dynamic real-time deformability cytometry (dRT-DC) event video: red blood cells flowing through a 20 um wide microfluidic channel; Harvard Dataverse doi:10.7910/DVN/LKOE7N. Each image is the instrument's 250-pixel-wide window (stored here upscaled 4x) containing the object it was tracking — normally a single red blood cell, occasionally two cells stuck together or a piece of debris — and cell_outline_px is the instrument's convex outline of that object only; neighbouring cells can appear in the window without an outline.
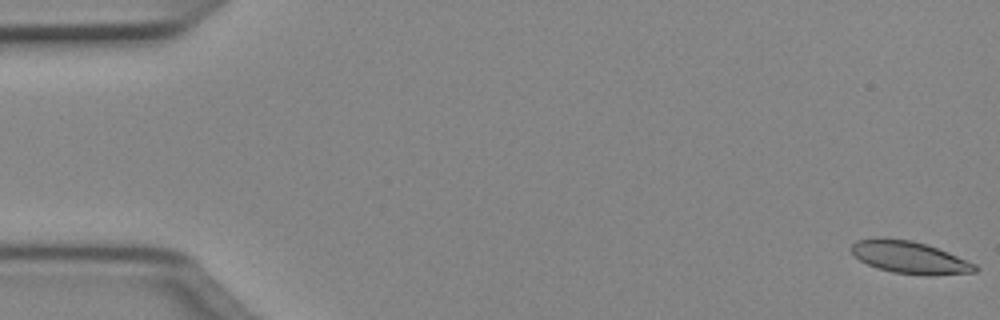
{"species": "Egyptian fruit bat (a non-hibernating species)", "species_latin": "Rousettus aegyptiacus", "temperature_condition": "cold", "stored_images_in_passage": 51, "camera_frame_rate_fps": 3000, "um_per_image_px": 0.085, "animal": {"sex": "female"}, "frame": {"image": 1, "passage_image": 1, "time_ms": 0.0, "image_size_px": [1000, 320], "cell_outline_px": [[980, 268], [976, 272], [932, 276], [928, 276], [892, 272], [876, 268], [860, 260], [852, 252], [852, 244], [856, 240], [876, 236], [880, 236], [912, 240], [948, 252], [976, 264]], "centroid_in_image_um": [77.32, 21.87], "position_along_channel_um": 7.7, "area_um2": 23.58}}
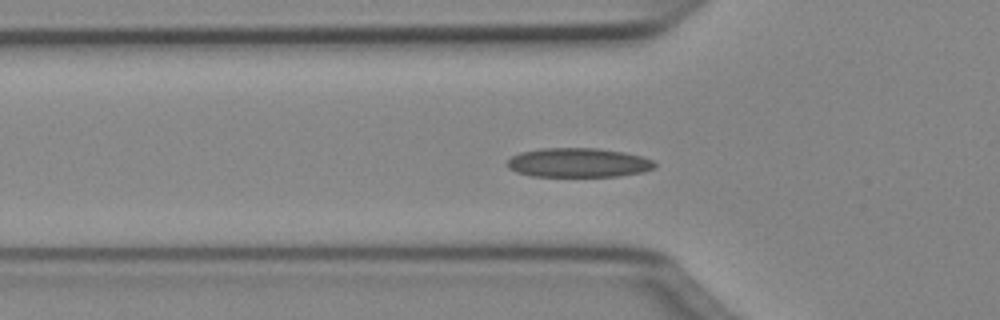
{"frame": {"image": 2, "passage_image": 17, "time_ms": 5.333, "image_size_px": [1000, 320], "cell_outline_px": [[656, 168], [644, 172], [620, 176], [532, 176], [516, 172], [508, 168], [504, 164], [512, 156], [520, 152], [540, 148], [596, 148], [624, 152], [640, 156], [652, 160], [656, 164]], "centroid_in_image_um": [49.14, 13.83], "position_along_channel_um": 76.7, "area_um2": 25.32}}
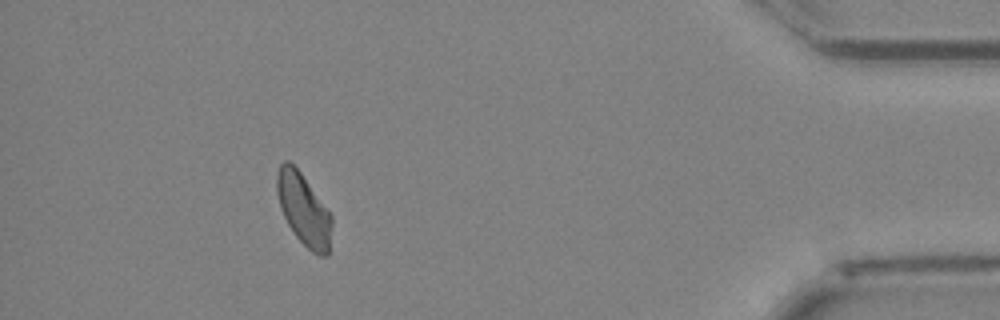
{"frame": {"image": 3, "passage_image": 46, "time_ms": 15.0, "image_size_px": [1000, 320], "cell_outline_px": [[332, 224], [328, 256], [320, 256], [312, 252], [296, 236], [288, 224], [280, 208], [276, 192], [276, 172], [280, 164], [284, 160], [288, 160], [300, 172], [332, 216]], "centroid_in_image_um": [25.79, 17.8], "position_along_channel_um": 409.4, "area_um2": 22.77}, "authors_computed_cell_mechanics": {"area_um2": 23.698, "velocity_mm_per_s": 4.0078, "shape_relaxation_time_tau1_ms": 6.147, "shape_relaxation_time_tau2_ms": 2.3842, "deformation_change_tau1": 0.132, "deformation_change_tau2": 0.0736}}